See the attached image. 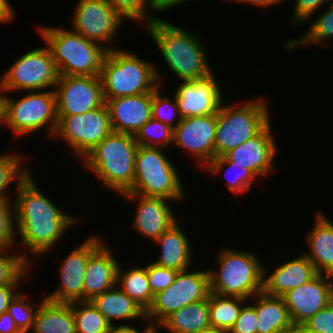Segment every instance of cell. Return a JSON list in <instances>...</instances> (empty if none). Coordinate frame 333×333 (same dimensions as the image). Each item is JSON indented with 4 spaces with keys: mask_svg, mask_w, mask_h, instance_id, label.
Returning a JSON list of instances; mask_svg holds the SVG:
<instances>
[{
    "mask_svg": "<svg viewBox=\"0 0 333 333\" xmlns=\"http://www.w3.org/2000/svg\"><path fill=\"white\" fill-rule=\"evenodd\" d=\"M31 171L15 190V226L20 238L21 256L30 264L29 255L43 257L60 243L63 235L79 220L55 206L48 196L38 188ZM19 236V237H18ZM59 241V242H58ZM27 250V251H26ZM30 251V254H28Z\"/></svg>",
    "mask_w": 333,
    "mask_h": 333,
    "instance_id": "cell-1",
    "label": "cell"
},
{
    "mask_svg": "<svg viewBox=\"0 0 333 333\" xmlns=\"http://www.w3.org/2000/svg\"><path fill=\"white\" fill-rule=\"evenodd\" d=\"M169 70L181 81L203 79L213 73L203 41L193 32L160 17L145 26Z\"/></svg>",
    "mask_w": 333,
    "mask_h": 333,
    "instance_id": "cell-2",
    "label": "cell"
},
{
    "mask_svg": "<svg viewBox=\"0 0 333 333\" xmlns=\"http://www.w3.org/2000/svg\"><path fill=\"white\" fill-rule=\"evenodd\" d=\"M138 147L134 135L112 132L81 160L102 187L122 195L133 186Z\"/></svg>",
    "mask_w": 333,
    "mask_h": 333,
    "instance_id": "cell-3",
    "label": "cell"
},
{
    "mask_svg": "<svg viewBox=\"0 0 333 333\" xmlns=\"http://www.w3.org/2000/svg\"><path fill=\"white\" fill-rule=\"evenodd\" d=\"M100 79L107 99L153 92L164 81L154 63L145 61L125 49L108 50Z\"/></svg>",
    "mask_w": 333,
    "mask_h": 333,
    "instance_id": "cell-4",
    "label": "cell"
},
{
    "mask_svg": "<svg viewBox=\"0 0 333 333\" xmlns=\"http://www.w3.org/2000/svg\"><path fill=\"white\" fill-rule=\"evenodd\" d=\"M53 57L59 75L100 76L108 52L100 43L61 27H38Z\"/></svg>",
    "mask_w": 333,
    "mask_h": 333,
    "instance_id": "cell-5",
    "label": "cell"
},
{
    "mask_svg": "<svg viewBox=\"0 0 333 333\" xmlns=\"http://www.w3.org/2000/svg\"><path fill=\"white\" fill-rule=\"evenodd\" d=\"M225 105L222 102L217 113L214 141L215 157H221L259 134L272 120L265 98Z\"/></svg>",
    "mask_w": 333,
    "mask_h": 333,
    "instance_id": "cell-6",
    "label": "cell"
},
{
    "mask_svg": "<svg viewBox=\"0 0 333 333\" xmlns=\"http://www.w3.org/2000/svg\"><path fill=\"white\" fill-rule=\"evenodd\" d=\"M217 255L219 267L209 268L212 293L249 300L263 291L264 265L257 254L223 247Z\"/></svg>",
    "mask_w": 333,
    "mask_h": 333,
    "instance_id": "cell-7",
    "label": "cell"
},
{
    "mask_svg": "<svg viewBox=\"0 0 333 333\" xmlns=\"http://www.w3.org/2000/svg\"><path fill=\"white\" fill-rule=\"evenodd\" d=\"M164 151V148L159 147H138L134 183L132 188L123 194L159 197L178 203L186 198L180 171Z\"/></svg>",
    "mask_w": 333,
    "mask_h": 333,
    "instance_id": "cell-8",
    "label": "cell"
},
{
    "mask_svg": "<svg viewBox=\"0 0 333 333\" xmlns=\"http://www.w3.org/2000/svg\"><path fill=\"white\" fill-rule=\"evenodd\" d=\"M5 94L6 127L15 136L31 135L46 127L48 136L53 138L58 124L54 90L30 91L18 99Z\"/></svg>",
    "mask_w": 333,
    "mask_h": 333,
    "instance_id": "cell-9",
    "label": "cell"
},
{
    "mask_svg": "<svg viewBox=\"0 0 333 333\" xmlns=\"http://www.w3.org/2000/svg\"><path fill=\"white\" fill-rule=\"evenodd\" d=\"M58 78V69L45 45L23 53L2 75L0 88L5 93L54 90Z\"/></svg>",
    "mask_w": 333,
    "mask_h": 333,
    "instance_id": "cell-10",
    "label": "cell"
},
{
    "mask_svg": "<svg viewBox=\"0 0 333 333\" xmlns=\"http://www.w3.org/2000/svg\"><path fill=\"white\" fill-rule=\"evenodd\" d=\"M210 293L209 269L179 271L167 289L154 295L153 302L146 311V318L158 327L173 312L207 299Z\"/></svg>",
    "mask_w": 333,
    "mask_h": 333,
    "instance_id": "cell-11",
    "label": "cell"
},
{
    "mask_svg": "<svg viewBox=\"0 0 333 333\" xmlns=\"http://www.w3.org/2000/svg\"><path fill=\"white\" fill-rule=\"evenodd\" d=\"M57 119L53 139H62L80 160L113 132L106 104L86 113L57 115Z\"/></svg>",
    "mask_w": 333,
    "mask_h": 333,
    "instance_id": "cell-12",
    "label": "cell"
},
{
    "mask_svg": "<svg viewBox=\"0 0 333 333\" xmlns=\"http://www.w3.org/2000/svg\"><path fill=\"white\" fill-rule=\"evenodd\" d=\"M72 16V31L86 39L100 43L108 50L125 19L107 0H79Z\"/></svg>",
    "mask_w": 333,
    "mask_h": 333,
    "instance_id": "cell-13",
    "label": "cell"
},
{
    "mask_svg": "<svg viewBox=\"0 0 333 333\" xmlns=\"http://www.w3.org/2000/svg\"><path fill=\"white\" fill-rule=\"evenodd\" d=\"M57 115H77L105 104L100 76L59 75L54 88Z\"/></svg>",
    "mask_w": 333,
    "mask_h": 333,
    "instance_id": "cell-14",
    "label": "cell"
},
{
    "mask_svg": "<svg viewBox=\"0 0 333 333\" xmlns=\"http://www.w3.org/2000/svg\"><path fill=\"white\" fill-rule=\"evenodd\" d=\"M217 114L183 118L173 129V145L186 150L204 168L214 154Z\"/></svg>",
    "mask_w": 333,
    "mask_h": 333,
    "instance_id": "cell-15",
    "label": "cell"
},
{
    "mask_svg": "<svg viewBox=\"0 0 333 333\" xmlns=\"http://www.w3.org/2000/svg\"><path fill=\"white\" fill-rule=\"evenodd\" d=\"M104 242L97 235H91L73 249L59 266L60 286L44 297L53 302L71 303L83 301V284L89 255Z\"/></svg>",
    "mask_w": 333,
    "mask_h": 333,
    "instance_id": "cell-16",
    "label": "cell"
},
{
    "mask_svg": "<svg viewBox=\"0 0 333 333\" xmlns=\"http://www.w3.org/2000/svg\"><path fill=\"white\" fill-rule=\"evenodd\" d=\"M282 297L295 328H300L316 312L333 301V276L318 274Z\"/></svg>",
    "mask_w": 333,
    "mask_h": 333,
    "instance_id": "cell-17",
    "label": "cell"
},
{
    "mask_svg": "<svg viewBox=\"0 0 333 333\" xmlns=\"http://www.w3.org/2000/svg\"><path fill=\"white\" fill-rule=\"evenodd\" d=\"M215 77L212 73L203 79L181 81L175 88L174 95L183 118L218 113L224 95Z\"/></svg>",
    "mask_w": 333,
    "mask_h": 333,
    "instance_id": "cell-18",
    "label": "cell"
},
{
    "mask_svg": "<svg viewBox=\"0 0 333 333\" xmlns=\"http://www.w3.org/2000/svg\"><path fill=\"white\" fill-rule=\"evenodd\" d=\"M271 121L259 134L229 150L222 157L227 162H233L250 170L258 179L266 177L273 171L274 161L279 148L272 133ZM260 176V177H259Z\"/></svg>",
    "mask_w": 333,
    "mask_h": 333,
    "instance_id": "cell-19",
    "label": "cell"
},
{
    "mask_svg": "<svg viewBox=\"0 0 333 333\" xmlns=\"http://www.w3.org/2000/svg\"><path fill=\"white\" fill-rule=\"evenodd\" d=\"M121 196L132 203L138 201L133 221H131L132 229L152 242L179 219L175 216L174 208L169 204L171 200L138 194Z\"/></svg>",
    "mask_w": 333,
    "mask_h": 333,
    "instance_id": "cell-20",
    "label": "cell"
},
{
    "mask_svg": "<svg viewBox=\"0 0 333 333\" xmlns=\"http://www.w3.org/2000/svg\"><path fill=\"white\" fill-rule=\"evenodd\" d=\"M153 92L107 99L113 132L135 135L152 119Z\"/></svg>",
    "mask_w": 333,
    "mask_h": 333,
    "instance_id": "cell-21",
    "label": "cell"
},
{
    "mask_svg": "<svg viewBox=\"0 0 333 333\" xmlns=\"http://www.w3.org/2000/svg\"><path fill=\"white\" fill-rule=\"evenodd\" d=\"M106 242H102L90 255L86 266L83 301H91L94 297L117 286L119 261L111 252Z\"/></svg>",
    "mask_w": 333,
    "mask_h": 333,
    "instance_id": "cell-22",
    "label": "cell"
},
{
    "mask_svg": "<svg viewBox=\"0 0 333 333\" xmlns=\"http://www.w3.org/2000/svg\"><path fill=\"white\" fill-rule=\"evenodd\" d=\"M268 269L264 266L263 291L268 295L279 297L311 281L319 274L303 253L291 261L276 266L272 273L267 271Z\"/></svg>",
    "mask_w": 333,
    "mask_h": 333,
    "instance_id": "cell-23",
    "label": "cell"
},
{
    "mask_svg": "<svg viewBox=\"0 0 333 333\" xmlns=\"http://www.w3.org/2000/svg\"><path fill=\"white\" fill-rule=\"evenodd\" d=\"M314 220L305 238L309 251L303 254L319 274L333 276V222L322 211L315 213Z\"/></svg>",
    "mask_w": 333,
    "mask_h": 333,
    "instance_id": "cell-24",
    "label": "cell"
},
{
    "mask_svg": "<svg viewBox=\"0 0 333 333\" xmlns=\"http://www.w3.org/2000/svg\"><path fill=\"white\" fill-rule=\"evenodd\" d=\"M181 228L177 220L153 242L161 249L155 264L178 272L191 268L193 247Z\"/></svg>",
    "mask_w": 333,
    "mask_h": 333,
    "instance_id": "cell-25",
    "label": "cell"
},
{
    "mask_svg": "<svg viewBox=\"0 0 333 333\" xmlns=\"http://www.w3.org/2000/svg\"><path fill=\"white\" fill-rule=\"evenodd\" d=\"M249 300L257 312L258 333H291L295 329L283 297L262 291Z\"/></svg>",
    "mask_w": 333,
    "mask_h": 333,
    "instance_id": "cell-26",
    "label": "cell"
},
{
    "mask_svg": "<svg viewBox=\"0 0 333 333\" xmlns=\"http://www.w3.org/2000/svg\"><path fill=\"white\" fill-rule=\"evenodd\" d=\"M90 302L111 326L115 325L118 320L130 323L135 319L147 320L146 311L118 286L94 297Z\"/></svg>",
    "mask_w": 333,
    "mask_h": 333,
    "instance_id": "cell-27",
    "label": "cell"
},
{
    "mask_svg": "<svg viewBox=\"0 0 333 333\" xmlns=\"http://www.w3.org/2000/svg\"><path fill=\"white\" fill-rule=\"evenodd\" d=\"M31 330L33 333H76L71 303L53 302L43 298Z\"/></svg>",
    "mask_w": 333,
    "mask_h": 333,
    "instance_id": "cell-28",
    "label": "cell"
},
{
    "mask_svg": "<svg viewBox=\"0 0 333 333\" xmlns=\"http://www.w3.org/2000/svg\"><path fill=\"white\" fill-rule=\"evenodd\" d=\"M169 333H203L211 329L209 297L173 312L159 326Z\"/></svg>",
    "mask_w": 333,
    "mask_h": 333,
    "instance_id": "cell-29",
    "label": "cell"
},
{
    "mask_svg": "<svg viewBox=\"0 0 333 333\" xmlns=\"http://www.w3.org/2000/svg\"><path fill=\"white\" fill-rule=\"evenodd\" d=\"M117 286H121L120 289L137 302L145 311L151 306L154 295L147 277V265L135 266L124 272L121 264H119Z\"/></svg>",
    "mask_w": 333,
    "mask_h": 333,
    "instance_id": "cell-30",
    "label": "cell"
},
{
    "mask_svg": "<svg viewBox=\"0 0 333 333\" xmlns=\"http://www.w3.org/2000/svg\"><path fill=\"white\" fill-rule=\"evenodd\" d=\"M317 18L309 19L311 24L307 31L299 38H292L285 43V49L293 50L299 46H317L327 45L330 40H333V0L327 4V8ZM313 20V21H312ZM326 42V43H325Z\"/></svg>",
    "mask_w": 333,
    "mask_h": 333,
    "instance_id": "cell-31",
    "label": "cell"
},
{
    "mask_svg": "<svg viewBox=\"0 0 333 333\" xmlns=\"http://www.w3.org/2000/svg\"><path fill=\"white\" fill-rule=\"evenodd\" d=\"M249 300L223 296L215 293L209 295V321L211 329L229 331L239 316L243 305Z\"/></svg>",
    "mask_w": 333,
    "mask_h": 333,
    "instance_id": "cell-32",
    "label": "cell"
},
{
    "mask_svg": "<svg viewBox=\"0 0 333 333\" xmlns=\"http://www.w3.org/2000/svg\"><path fill=\"white\" fill-rule=\"evenodd\" d=\"M205 168L211 173L212 177L220 176V173L224 172V176H227L225 185L234 195L245 194L251 190L254 181H258V178L250 170L234 165L233 162H227L222 156L212 159Z\"/></svg>",
    "mask_w": 333,
    "mask_h": 333,
    "instance_id": "cell-33",
    "label": "cell"
},
{
    "mask_svg": "<svg viewBox=\"0 0 333 333\" xmlns=\"http://www.w3.org/2000/svg\"><path fill=\"white\" fill-rule=\"evenodd\" d=\"M7 153L0 154V201H13L8 191L10 184L18 185L31 172L27 169L30 166H23L25 156L13 152Z\"/></svg>",
    "mask_w": 333,
    "mask_h": 333,
    "instance_id": "cell-34",
    "label": "cell"
},
{
    "mask_svg": "<svg viewBox=\"0 0 333 333\" xmlns=\"http://www.w3.org/2000/svg\"><path fill=\"white\" fill-rule=\"evenodd\" d=\"M76 333H109L111 325L90 301L71 302Z\"/></svg>",
    "mask_w": 333,
    "mask_h": 333,
    "instance_id": "cell-35",
    "label": "cell"
},
{
    "mask_svg": "<svg viewBox=\"0 0 333 333\" xmlns=\"http://www.w3.org/2000/svg\"><path fill=\"white\" fill-rule=\"evenodd\" d=\"M126 20L143 22L147 25L158 17L148 11L163 12V0H107ZM150 9V10H148ZM148 12V13H147ZM150 14V15H149Z\"/></svg>",
    "mask_w": 333,
    "mask_h": 333,
    "instance_id": "cell-36",
    "label": "cell"
},
{
    "mask_svg": "<svg viewBox=\"0 0 333 333\" xmlns=\"http://www.w3.org/2000/svg\"><path fill=\"white\" fill-rule=\"evenodd\" d=\"M139 146L164 148L173 143V128L161 121L150 119L134 135Z\"/></svg>",
    "mask_w": 333,
    "mask_h": 333,
    "instance_id": "cell-37",
    "label": "cell"
},
{
    "mask_svg": "<svg viewBox=\"0 0 333 333\" xmlns=\"http://www.w3.org/2000/svg\"><path fill=\"white\" fill-rule=\"evenodd\" d=\"M162 96L161 85H159L153 91L152 119L161 121L174 129L183 119L179 111L177 99L174 94L173 100L170 96Z\"/></svg>",
    "mask_w": 333,
    "mask_h": 333,
    "instance_id": "cell-38",
    "label": "cell"
},
{
    "mask_svg": "<svg viewBox=\"0 0 333 333\" xmlns=\"http://www.w3.org/2000/svg\"><path fill=\"white\" fill-rule=\"evenodd\" d=\"M28 296H25L23 293H19L13 301L10 303L8 312L13 317V320L16 324V326L19 328V330L22 333H27L31 331L36 311L39 304H31L32 302L26 301ZM35 307V308H34Z\"/></svg>",
    "mask_w": 333,
    "mask_h": 333,
    "instance_id": "cell-39",
    "label": "cell"
},
{
    "mask_svg": "<svg viewBox=\"0 0 333 333\" xmlns=\"http://www.w3.org/2000/svg\"><path fill=\"white\" fill-rule=\"evenodd\" d=\"M10 249L0 250V287L14 282L28 267L29 263L18 253H9Z\"/></svg>",
    "mask_w": 333,
    "mask_h": 333,
    "instance_id": "cell-40",
    "label": "cell"
},
{
    "mask_svg": "<svg viewBox=\"0 0 333 333\" xmlns=\"http://www.w3.org/2000/svg\"><path fill=\"white\" fill-rule=\"evenodd\" d=\"M16 235L14 202L0 201V250L13 249Z\"/></svg>",
    "mask_w": 333,
    "mask_h": 333,
    "instance_id": "cell-41",
    "label": "cell"
},
{
    "mask_svg": "<svg viewBox=\"0 0 333 333\" xmlns=\"http://www.w3.org/2000/svg\"><path fill=\"white\" fill-rule=\"evenodd\" d=\"M178 271L164 268L151 262L147 264V277L153 295L167 289L175 280Z\"/></svg>",
    "mask_w": 333,
    "mask_h": 333,
    "instance_id": "cell-42",
    "label": "cell"
},
{
    "mask_svg": "<svg viewBox=\"0 0 333 333\" xmlns=\"http://www.w3.org/2000/svg\"><path fill=\"white\" fill-rule=\"evenodd\" d=\"M300 328L306 333H333V301L316 312Z\"/></svg>",
    "mask_w": 333,
    "mask_h": 333,
    "instance_id": "cell-43",
    "label": "cell"
},
{
    "mask_svg": "<svg viewBox=\"0 0 333 333\" xmlns=\"http://www.w3.org/2000/svg\"><path fill=\"white\" fill-rule=\"evenodd\" d=\"M332 0H295L294 10L292 14V25L305 24L309 19H312L313 15L321 10V7H325L324 4H328ZM316 12V13H315Z\"/></svg>",
    "mask_w": 333,
    "mask_h": 333,
    "instance_id": "cell-44",
    "label": "cell"
},
{
    "mask_svg": "<svg viewBox=\"0 0 333 333\" xmlns=\"http://www.w3.org/2000/svg\"><path fill=\"white\" fill-rule=\"evenodd\" d=\"M258 317L255 307L248 301L240 310L237 321L229 333H258Z\"/></svg>",
    "mask_w": 333,
    "mask_h": 333,
    "instance_id": "cell-45",
    "label": "cell"
},
{
    "mask_svg": "<svg viewBox=\"0 0 333 333\" xmlns=\"http://www.w3.org/2000/svg\"><path fill=\"white\" fill-rule=\"evenodd\" d=\"M28 271L29 267L14 282L0 287V315L8 312L10 303L20 293L16 291H18L21 287V283L26 277Z\"/></svg>",
    "mask_w": 333,
    "mask_h": 333,
    "instance_id": "cell-46",
    "label": "cell"
},
{
    "mask_svg": "<svg viewBox=\"0 0 333 333\" xmlns=\"http://www.w3.org/2000/svg\"><path fill=\"white\" fill-rule=\"evenodd\" d=\"M142 331V332H141ZM139 330L137 327L131 326L129 324H118L117 326L112 325L110 327L109 333H156L158 327L153 325L148 319L144 330Z\"/></svg>",
    "mask_w": 333,
    "mask_h": 333,
    "instance_id": "cell-47",
    "label": "cell"
},
{
    "mask_svg": "<svg viewBox=\"0 0 333 333\" xmlns=\"http://www.w3.org/2000/svg\"><path fill=\"white\" fill-rule=\"evenodd\" d=\"M0 333H22L9 312L0 315Z\"/></svg>",
    "mask_w": 333,
    "mask_h": 333,
    "instance_id": "cell-48",
    "label": "cell"
},
{
    "mask_svg": "<svg viewBox=\"0 0 333 333\" xmlns=\"http://www.w3.org/2000/svg\"><path fill=\"white\" fill-rule=\"evenodd\" d=\"M16 12L9 0H0V23H9L15 20Z\"/></svg>",
    "mask_w": 333,
    "mask_h": 333,
    "instance_id": "cell-49",
    "label": "cell"
},
{
    "mask_svg": "<svg viewBox=\"0 0 333 333\" xmlns=\"http://www.w3.org/2000/svg\"><path fill=\"white\" fill-rule=\"evenodd\" d=\"M227 1H235L236 3H240V4H250L253 6H257L259 8H269L271 6H276L277 4L280 5V3H282L283 1L286 0H227Z\"/></svg>",
    "mask_w": 333,
    "mask_h": 333,
    "instance_id": "cell-50",
    "label": "cell"
},
{
    "mask_svg": "<svg viewBox=\"0 0 333 333\" xmlns=\"http://www.w3.org/2000/svg\"><path fill=\"white\" fill-rule=\"evenodd\" d=\"M0 88V126L6 127V95Z\"/></svg>",
    "mask_w": 333,
    "mask_h": 333,
    "instance_id": "cell-51",
    "label": "cell"
},
{
    "mask_svg": "<svg viewBox=\"0 0 333 333\" xmlns=\"http://www.w3.org/2000/svg\"><path fill=\"white\" fill-rule=\"evenodd\" d=\"M190 0H163V11H168L175 6L182 5L183 2H189Z\"/></svg>",
    "mask_w": 333,
    "mask_h": 333,
    "instance_id": "cell-52",
    "label": "cell"
},
{
    "mask_svg": "<svg viewBox=\"0 0 333 333\" xmlns=\"http://www.w3.org/2000/svg\"><path fill=\"white\" fill-rule=\"evenodd\" d=\"M203 333H229V331L226 330H218V329H210L208 331H205Z\"/></svg>",
    "mask_w": 333,
    "mask_h": 333,
    "instance_id": "cell-53",
    "label": "cell"
},
{
    "mask_svg": "<svg viewBox=\"0 0 333 333\" xmlns=\"http://www.w3.org/2000/svg\"><path fill=\"white\" fill-rule=\"evenodd\" d=\"M291 333H306V332L301 328H295Z\"/></svg>",
    "mask_w": 333,
    "mask_h": 333,
    "instance_id": "cell-54",
    "label": "cell"
}]
</instances>
